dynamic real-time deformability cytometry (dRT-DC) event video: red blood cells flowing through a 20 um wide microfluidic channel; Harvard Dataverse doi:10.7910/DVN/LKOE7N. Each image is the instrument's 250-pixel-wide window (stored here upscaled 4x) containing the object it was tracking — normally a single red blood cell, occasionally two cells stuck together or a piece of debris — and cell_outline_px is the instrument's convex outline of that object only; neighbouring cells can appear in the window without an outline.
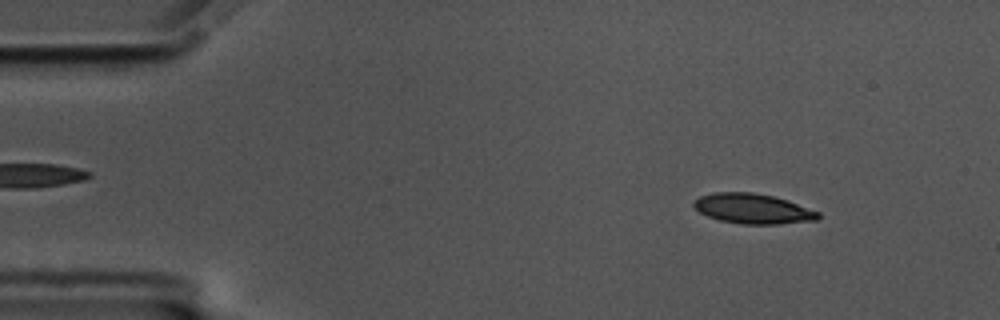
{"species": "common noctule bat (a hibernating species)", "species_latin": "Nyctalus noctula", "temperature_condition": "cold", "stored_images_in_passage": 8, "camera_frame_rate_fps": 3000, "um_per_image_px": 0.085, "animal": {"sex": "male", "body_mass_g": 17.5, "forearm_length_mm": 52.3}, "frame": {"image": 1, "passage_image": 6, "time_ms": 1.667, "image_size_px": [1000, 320], "cell_outline_px": [[820, 220], [780, 224], [740, 224], [720, 220], [708, 216], [700, 212], [692, 204], [692, 200], [700, 196], [712, 192], [752, 192], [772, 196], [788, 200], [820, 212]], "centroid_in_image_um": [64.01, 17.74], "position_along_channel_um": 21.0, "area_um2": 21.96}}